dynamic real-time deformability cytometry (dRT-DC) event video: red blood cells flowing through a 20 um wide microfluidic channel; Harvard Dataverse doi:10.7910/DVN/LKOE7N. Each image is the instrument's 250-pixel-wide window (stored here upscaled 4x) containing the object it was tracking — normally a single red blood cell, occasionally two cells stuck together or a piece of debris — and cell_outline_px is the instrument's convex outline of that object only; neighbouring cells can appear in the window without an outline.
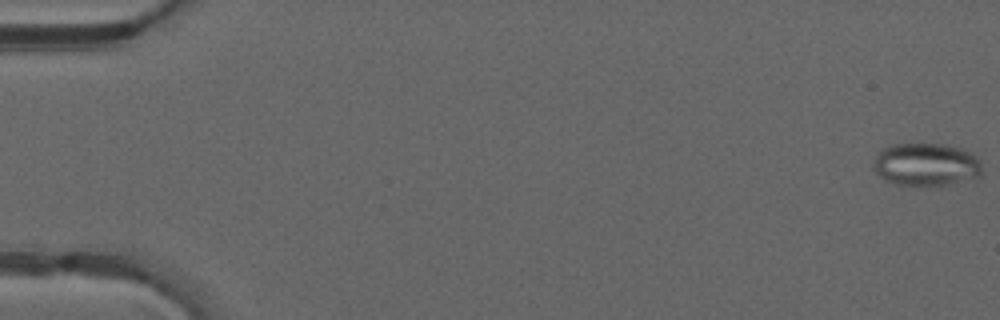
{"species": "common noctule bat (a hibernating species)", "species_latin": "Nyctalus noctula", "temperature_condition": "warm", "stored_images_in_passage": 50, "camera_frame_rate_fps": 3000, "um_per_image_px": 0.085, "animal": {"sex": "male", "forearm_length_mm": 52.5}, "frame": {"image": 1, "passage_image": 1, "time_ms": 0.0, "image_size_px": [1000, 320], "cell_outline_px": [[980, 176], [948, 184], [896, 184], [884, 180], [872, 168], [872, 164], [880, 148], [892, 144], [948, 144], [960, 148], [976, 156], [980, 160]], "centroid_in_image_um": [78.66, 13.95], "position_along_channel_um": 6.3, "area_um2": 26.88}}
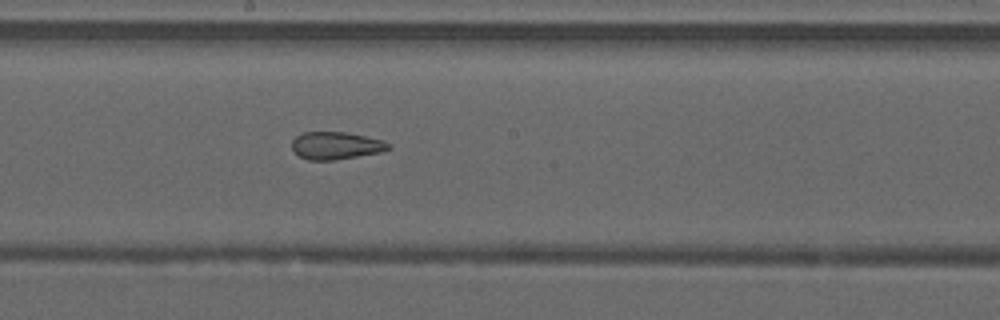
{"frame": {"image": 2, "passage_image": 28, "time_ms": 9.0, "image_size_px": [1000, 320], "cell_outline_px": [[392, 148], [380, 152], [332, 160], [308, 160], [292, 152], [292, 140], [296, 136], [304, 132], [344, 132], [384, 140], [392, 144]], "centroid_in_image_um": [28.55, 12.37], "position_along_channel_um": 219.7, "area_um2": 15.49}}
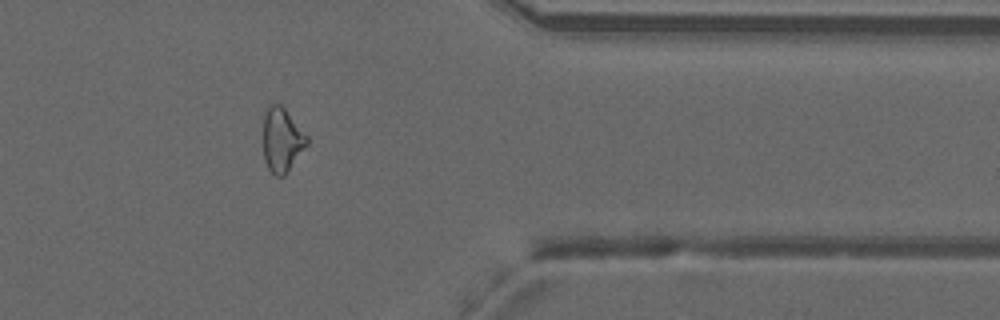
{"frame": {"image": 3, "passage_image": 41, "time_ms": 13.333, "image_size_px": [1000, 320], "cell_outline_px": [[308, 144], [288, 172], [284, 176], [276, 176], [268, 168], [264, 160], [264, 116], [268, 104], [280, 104], [284, 108], [308, 136]], "centroid_in_image_um": [23.97, 11.9], "position_along_channel_um": 387.4, "area_um2": 16.3}, "authors_computed_cell_mechanics": {"area_um2": 19.5364, "velocity_mm_per_s": 4.2157, "shape_relaxation_time_tau1_ms": null, "shape_relaxation_time_tau2_ms": 2.3249, "deformation_change_tau1": null, "deformation_change_tau2": 0.1101}}